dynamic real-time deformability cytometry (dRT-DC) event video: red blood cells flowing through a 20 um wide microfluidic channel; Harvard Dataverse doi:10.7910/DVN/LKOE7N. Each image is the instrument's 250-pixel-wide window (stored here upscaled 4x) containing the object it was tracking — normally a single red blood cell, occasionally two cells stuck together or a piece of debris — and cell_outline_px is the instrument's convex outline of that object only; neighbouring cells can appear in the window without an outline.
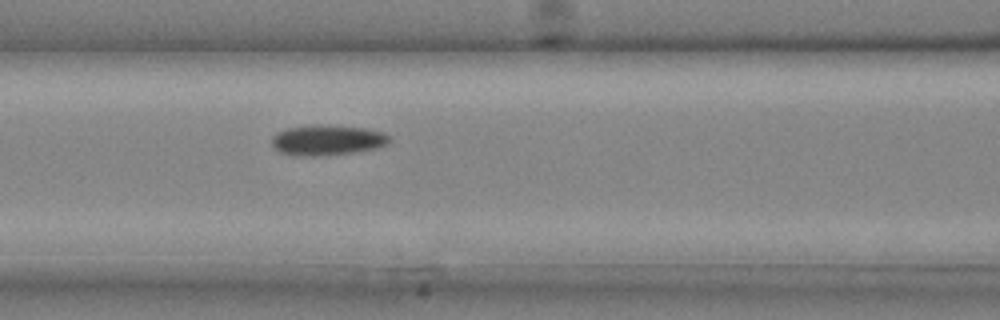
{"species": "common noctule bat (a hibernating species)", "species_latin": "Nyctalus noctula", "temperature_condition": "cold", "stored_images_in_passage": 21, "camera_frame_rate_fps": 3000, "um_per_image_px": 0.085, "animal": {"sex": "male", "body_mass_g": 20.4}, "frame": {"image": 1, "passage_image": 5, "time_ms": 1.333, "image_size_px": [1000, 320], "cell_outline_px": [[392, 140], [388, 144], [376, 148], [328, 156], [292, 156], [280, 152], [272, 148], [272, 136], [276, 132], [284, 128], [312, 124], [364, 128], [384, 132]], "centroid_in_image_um": [27.76, 11.92], "position_along_channel_um": 138.8, "area_um2": 21.21}}
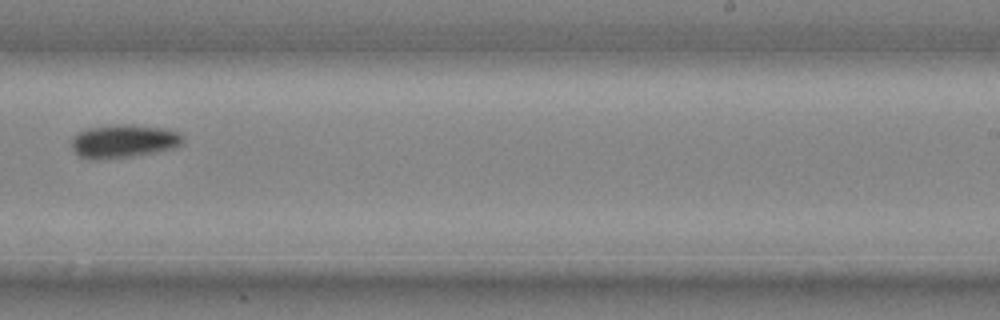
{"frame": {"image": 2, "passage_image": 12, "time_ms": 3.667, "image_size_px": [1000, 320], "cell_outline_px": [[184, 144], [172, 148], [156, 152], [132, 156], [104, 160], [88, 160], [80, 156], [72, 148], [72, 136], [76, 132], [88, 128], [120, 124], [160, 128], [180, 132], [184, 140]], "centroid_in_image_um": [10.48, 12.02], "position_along_channel_um": 278.5, "area_um2": 21.68}}
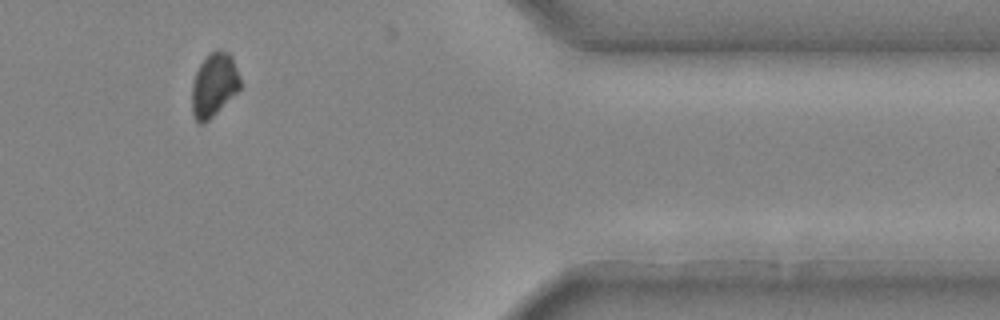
{"frame": {"image": 3, "passage_image": 19, "time_ms": 6.0, "image_size_px": [1000, 320], "cell_outline_px": [[240, 88], [204, 124], [200, 124], [196, 120], [192, 112], [192, 84], [196, 72], [200, 64], [212, 52], [220, 48], [228, 52], [232, 56], [240, 76]], "centroid_in_image_um": [18.19, 7.19], "position_along_channel_um": 393.2, "area_um2": 17.63}}